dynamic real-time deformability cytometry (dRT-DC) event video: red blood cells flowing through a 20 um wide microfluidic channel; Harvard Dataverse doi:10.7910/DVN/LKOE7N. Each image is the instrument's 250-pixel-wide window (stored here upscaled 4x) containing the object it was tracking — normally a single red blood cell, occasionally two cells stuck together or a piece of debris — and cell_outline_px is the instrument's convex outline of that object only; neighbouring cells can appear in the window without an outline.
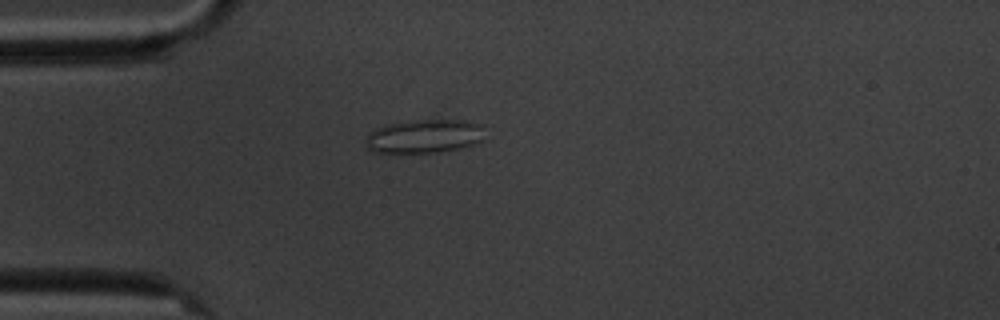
{"species": "common noctule bat (a hibernating species)", "species_latin": "Nyctalus noctula", "temperature_condition": "cold", "stored_images_in_passage": 12, "camera_frame_rate_fps": 3000, "um_per_image_px": 0.085, "animal": {"sex": "male", "body_mass_g": 20.1, "forearm_length_mm": 53.5}, "frame": {"image": 1, "passage_image": 1, "time_ms": 0.0, "image_size_px": [1000, 320], "cell_outline_px": [[484, 140], [476, 144], [464, 148], [440, 152], [372, 152], [364, 144], [364, 140], [368, 132], [376, 128], [388, 124], [416, 120], [464, 120], [480, 124]], "centroid_in_image_um": [36.05, 11.59], "position_along_channel_um": 48.9, "area_um2": 23.52}}
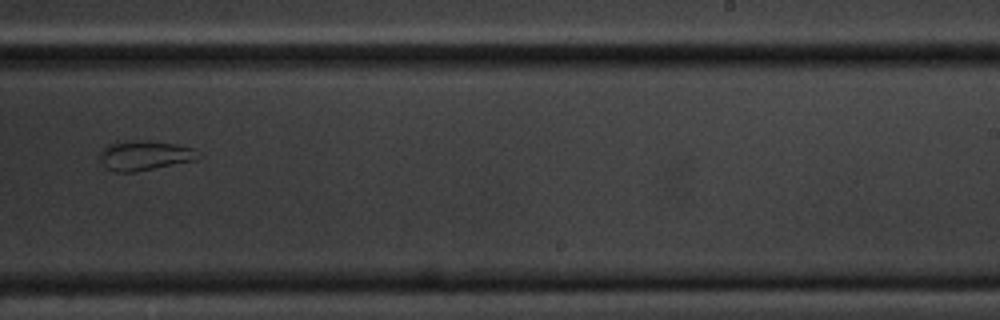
{"frame": {"image": 2, "passage_image": 7, "time_ms": 7.0, "image_size_px": [1000, 320], "cell_outline_px": [[204, 156], [196, 160], [136, 172], [116, 172], [108, 168], [100, 160], [100, 152], [108, 144], [116, 140], [148, 140], [176, 144], [192, 148]], "centroid_in_image_um": [12.31, 13.19], "position_along_channel_um": 276.7, "area_um2": 17.34}}
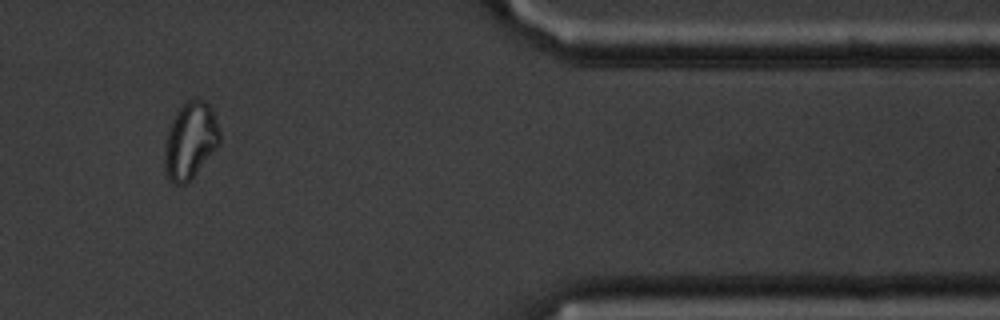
{"frame": {"image": 3, "passage_image": 10, "time_ms": 11.333, "image_size_px": [1000, 320], "cell_outline_px": [[220, 144], [188, 184], [172, 184], [168, 180], [164, 172], [164, 144], [172, 120], [180, 108], [188, 100], [196, 96], [204, 100], [212, 108], [220, 132]], "centroid_in_image_um": [16.17, 11.98], "position_along_channel_um": 395.2, "area_um2": 25.03}}